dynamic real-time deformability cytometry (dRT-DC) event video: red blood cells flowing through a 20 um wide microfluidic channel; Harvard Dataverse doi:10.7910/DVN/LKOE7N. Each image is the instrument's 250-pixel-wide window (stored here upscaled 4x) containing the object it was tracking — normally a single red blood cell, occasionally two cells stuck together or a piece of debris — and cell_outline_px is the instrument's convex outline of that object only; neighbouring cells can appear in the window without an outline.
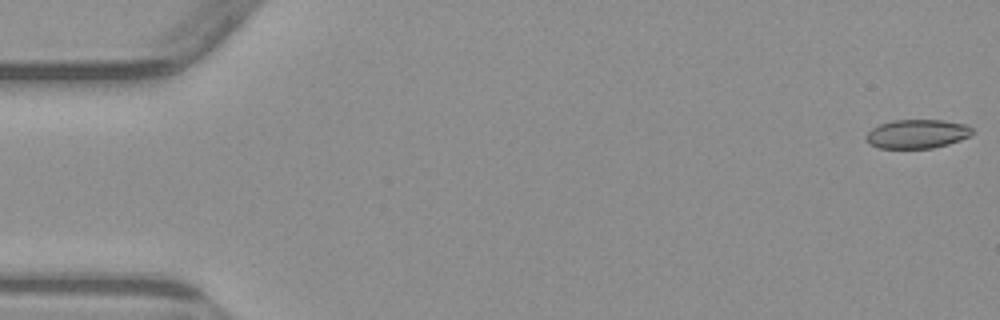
{"species": "common noctule bat (a hibernating species)", "species_latin": "Nyctalus noctula", "temperature_condition": "warm", "stored_images_in_passage": 4, "camera_frame_rate_fps": 3000, "um_per_image_px": 0.085, "animal": {"sex": "male", "body_mass_g": 23.1, "forearm_length_mm": 52.7}, "frame": {"image": 1, "passage_image": 1, "time_ms": 0.0, "image_size_px": [1000, 320], "cell_outline_px": [[972, 132], [968, 136], [960, 140], [948, 144], [932, 148], [880, 148], [868, 144], [864, 140], [864, 136], [872, 128], [880, 124], [892, 120], [944, 120], [968, 124], [972, 128]], "centroid_in_image_um": [77.92, 11.38], "position_along_channel_um": 7.1, "area_um2": 18.03}}
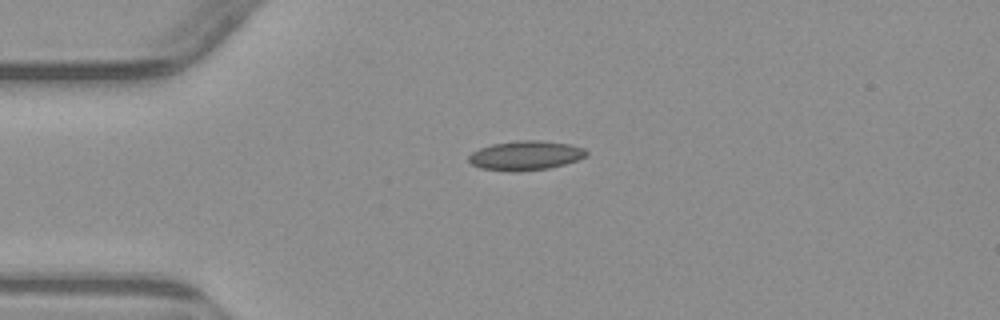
{"frame": {"image": 2, "passage_image": 4, "time_ms": 4.0, "image_size_px": [1000, 320], "cell_outline_px": [[588, 156], [564, 164], [548, 168], [516, 172], [508, 172], [480, 168], [472, 164], [468, 160], [468, 156], [472, 152], [480, 148], [492, 144], [520, 140], [540, 140], [568, 144], [584, 148], [588, 152]], "centroid_in_image_um": [44.66, 13.22], "position_along_channel_um": 40.3, "area_um2": 20.17}}